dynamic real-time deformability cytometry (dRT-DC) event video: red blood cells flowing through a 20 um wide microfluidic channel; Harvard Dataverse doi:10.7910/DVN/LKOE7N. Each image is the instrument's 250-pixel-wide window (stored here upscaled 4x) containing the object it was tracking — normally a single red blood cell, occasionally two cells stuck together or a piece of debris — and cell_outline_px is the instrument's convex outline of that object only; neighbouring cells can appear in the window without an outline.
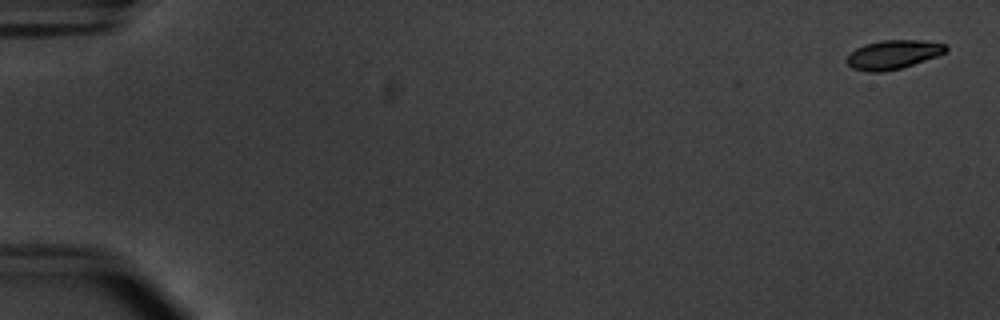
{"species": "common noctule bat (a hibernating species)", "species_latin": "Nyctalus noctula", "temperature_condition": "warm", "stored_images_in_passage": 54, "camera_frame_rate_fps": 3000, "um_per_image_px": 0.085, "animal": {"sex": "male", "body_mass_g": 20.1, "forearm_length_mm": 53.5}, "frame": {"image": 1, "passage_image": 1, "time_ms": 0.0, "image_size_px": [1000, 320], "cell_outline_px": [[948, 48], [944, 52], [936, 56], [900, 68], [884, 72], [868, 72], [852, 68], [844, 60], [856, 48], [864, 44], [880, 40], [920, 40], [944, 44]], "centroid_in_image_um": [75.85, 4.64], "position_along_channel_um": 9.1, "area_um2": 16.53}}
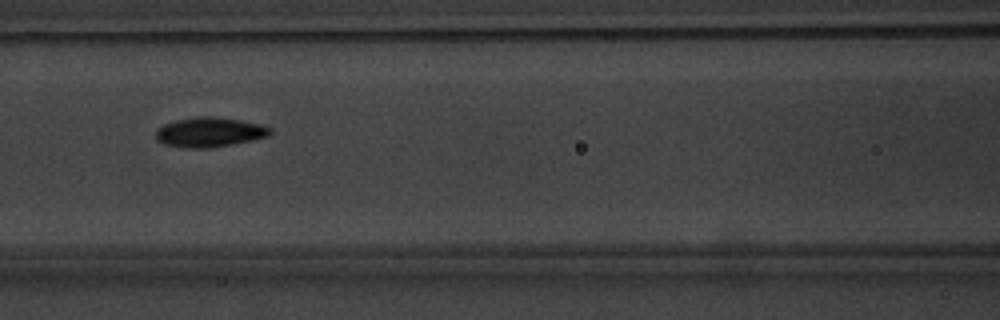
{"frame": {"image": 2, "passage_image": 25, "time_ms": 8.0, "image_size_px": [1000, 320], "cell_outline_px": [[272, 132], [268, 136], [232, 144], [208, 148], [184, 148], [164, 144], [156, 140], [156, 132], [164, 124], [176, 120], [200, 116], [212, 116], [240, 120], [260, 124], [272, 128]], "centroid_in_image_um": [17.81, 11.23], "position_along_channel_um": 148.8, "area_um2": 19.65}}
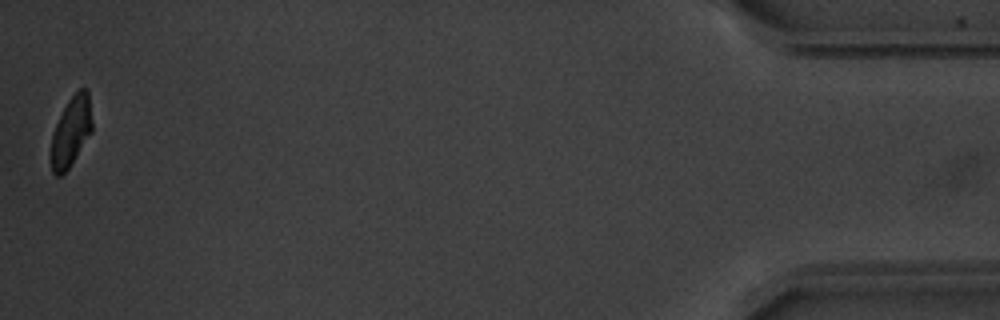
{"frame": {"image": 3, "passage_image": 54, "time_ms": 17.667, "image_size_px": [1000, 320], "cell_outline_px": [[92, 132], [68, 168], [60, 176], [56, 176], [52, 172], [52, 136], [56, 124], [68, 100], [80, 88], [88, 88], [92, 120]], "centroid_in_image_um": [6.07, 11.15], "position_along_channel_um": 429.1, "area_um2": 16.36}, "authors_computed_cell_mechanics": {"area_um2": 18.2648, "velocity_mm_per_s": 3.7641, "shape_relaxation_time_tau1_ms": 2.1213, "shape_relaxation_time_tau2_ms": 2.1903, "deformation_change_tau1": 0.1339, "deformation_change_tau2": 0.0653}}